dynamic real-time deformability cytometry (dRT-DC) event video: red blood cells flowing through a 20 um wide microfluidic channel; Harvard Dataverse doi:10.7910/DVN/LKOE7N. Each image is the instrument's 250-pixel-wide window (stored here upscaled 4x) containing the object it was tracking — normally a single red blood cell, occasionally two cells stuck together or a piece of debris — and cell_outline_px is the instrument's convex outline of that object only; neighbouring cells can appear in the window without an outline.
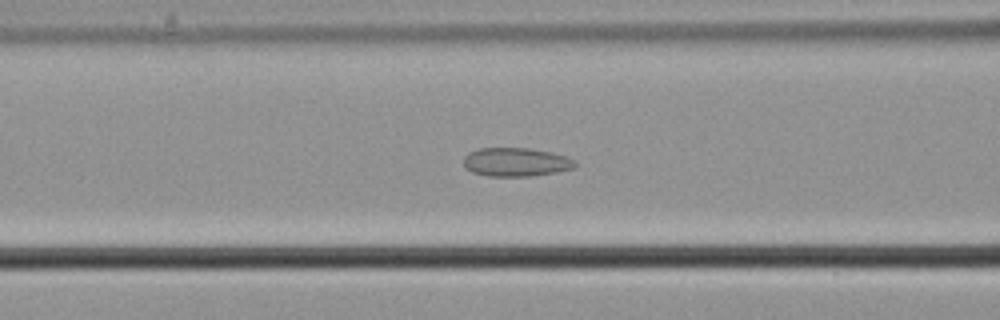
{"species": "common noctule bat (a hibernating species)", "species_latin": "Nyctalus noctula", "temperature_condition": "cold", "stored_images_in_passage": 54, "camera_frame_rate_fps": 3000, "um_per_image_px": 0.085, "animal": {"sex": "male", "body_mass_g": 21.5, "forearm_length_mm": 52.0}, "frame": {"image": 1, "passage_image": 21, "time_ms": 6.667, "image_size_px": [1000, 320], "cell_outline_px": [[576, 168], [556, 172], [532, 176], [488, 176], [472, 172], [464, 168], [464, 156], [468, 152], [480, 148], [528, 148], [552, 152], [576, 160]], "centroid_in_image_um": [43.85, 13.78], "position_along_channel_um": 122.7, "area_um2": 18.79}}
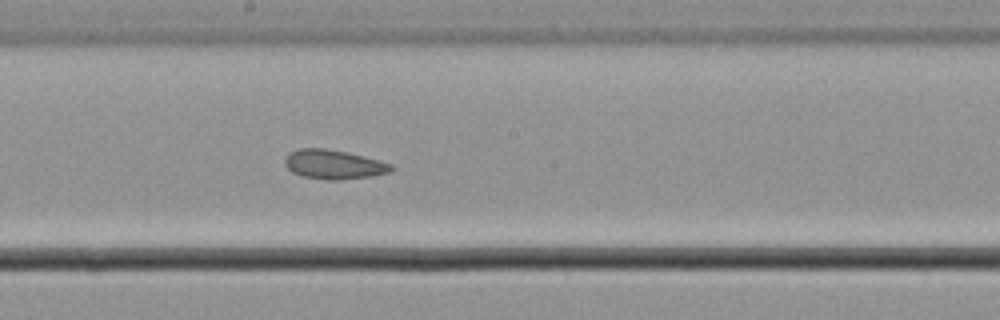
{"frame": {"image": 2, "passage_image": 29, "time_ms": 9.333, "image_size_px": [1000, 320], "cell_outline_px": [[396, 168], [392, 172], [372, 176], [340, 180], [328, 180], [304, 176], [292, 172], [284, 164], [284, 160], [288, 152], [300, 148], [324, 148], [344, 152], [392, 164]], "centroid_in_image_um": [28.36, 13.98], "position_along_channel_um": 219.8, "area_um2": 18.03}}
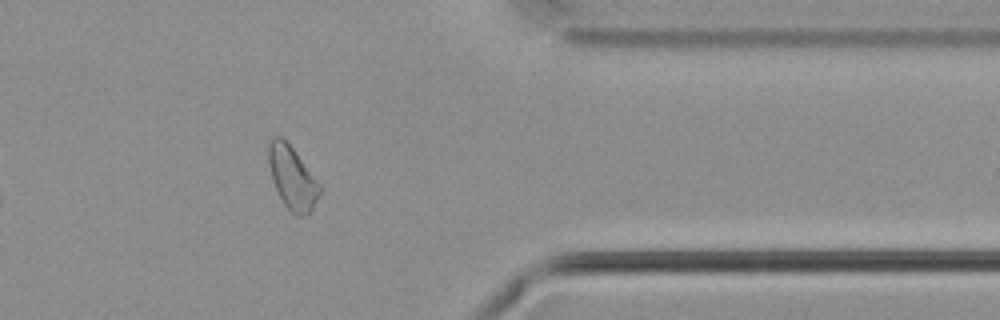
{"frame": {"image": 3, "passage_image": 44, "time_ms": 14.333, "image_size_px": [1000, 320], "cell_outline_px": [[320, 192], [312, 208], [308, 212], [300, 216], [296, 216], [284, 204], [276, 188], [268, 164], [268, 144], [276, 136], [280, 136], [292, 148], [320, 184]], "centroid_in_image_um": [24.83, 15.1], "position_along_channel_um": 386.6, "area_um2": 18.03}, "authors_computed_cell_mechanics": {"area_um2": 18.9873, "velocity_mm_per_s": 3.6428, "shape_relaxation_time_tau1_ms": null, "shape_relaxation_time_tau2_ms": 2.2865, "deformation_change_tau1": null, "deformation_change_tau2": 0.072}}